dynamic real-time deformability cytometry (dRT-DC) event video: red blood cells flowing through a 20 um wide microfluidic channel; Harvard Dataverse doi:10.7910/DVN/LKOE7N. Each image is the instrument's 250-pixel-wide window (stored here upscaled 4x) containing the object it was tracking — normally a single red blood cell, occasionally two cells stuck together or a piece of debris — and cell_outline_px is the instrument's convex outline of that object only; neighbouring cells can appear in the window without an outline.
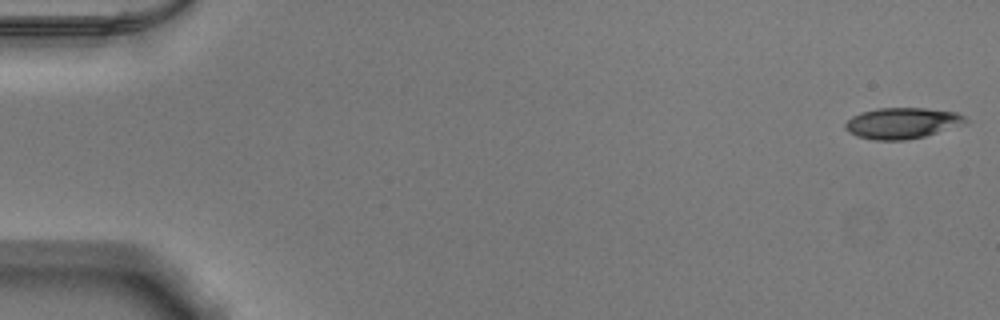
{"species": "Egyptian fruit bat (a non-hibernating species)", "species_latin": "Rousettus aegyptiacus", "temperature_condition": "warm", "stored_images_in_passage": 52, "camera_frame_rate_fps": 3000, "um_per_image_px": 0.085, "animal": {"sex": "male"}, "frame": {"image": 1, "passage_image": 1, "time_ms": 0.0, "image_size_px": [1000, 320], "cell_outline_px": [[968, 124], [924, 136], [908, 140], [872, 140], [856, 136], [848, 132], [844, 128], [844, 124], [852, 116], [860, 112], [876, 108], [924, 108], [956, 112], [964, 116], [968, 120]], "centroid_in_image_um": [76.68, 10.47], "position_along_channel_um": 8.3, "area_um2": 22.02}}
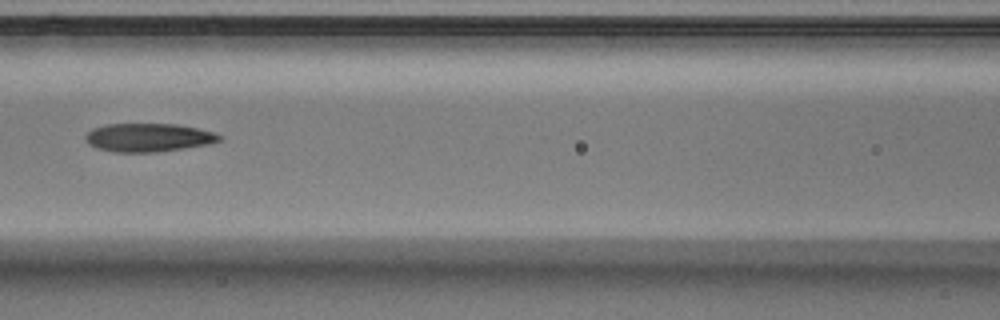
{"frame": {"image": 2, "passage_image": 24, "time_ms": 7.667, "image_size_px": [1000, 320], "cell_outline_px": [[224, 136], [220, 140], [208, 144], [184, 148], [156, 152], [112, 152], [96, 148], [88, 144], [84, 140], [84, 136], [92, 128], [108, 124], [176, 124], [216, 132]], "centroid_in_image_um": [12.59, 11.69], "position_along_channel_um": 154.0, "area_um2": 22.31}}
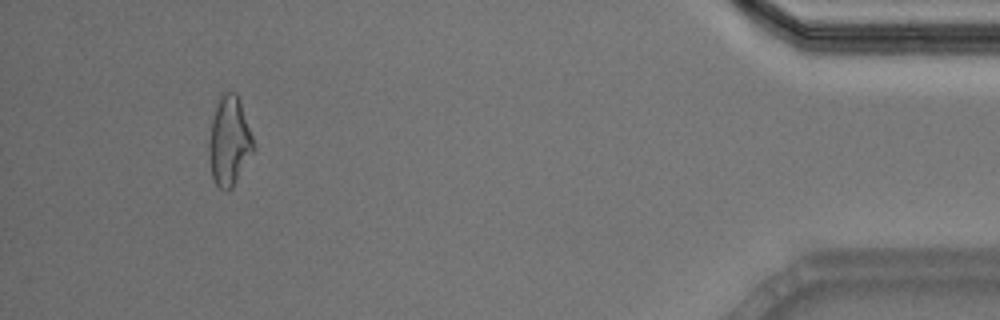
{"frame": {"image": 3, "passage_image": 49, "time_ms": 16.0, "image_size_px": [1000, 320], "cell_outline_px": [[252, 152], [232, 188], [220, 188], [216, 184], [212, 176], [208, 152], [208, 144], [212, 120], [220, 92], [236, 92], [240, 100], [252, 136]], "centroid_in_image_um": [19.45, 11.94], "position_along_channel_um": 415.7, "area_um2": 22.6}, "authors_computed_cell_mechanics": {"area_um2": 22.2241, "velocity_mm_per_s": 3.8815, "shape_relaxation_time_tau1_ms": null, "shape_relaxation_time_tau2_ms": 4.2134, "deformation_change_tau1": null, "deformation_change_tau2": 0.1365}}